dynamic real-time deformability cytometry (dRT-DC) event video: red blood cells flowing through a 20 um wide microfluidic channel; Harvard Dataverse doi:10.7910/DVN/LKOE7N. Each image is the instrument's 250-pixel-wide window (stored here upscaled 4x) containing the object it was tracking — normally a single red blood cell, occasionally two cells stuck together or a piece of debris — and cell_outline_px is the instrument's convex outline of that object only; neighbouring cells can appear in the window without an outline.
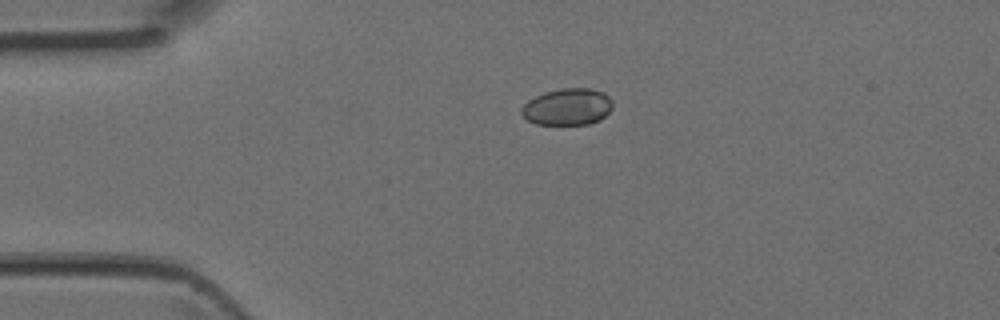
{"species": "Egyptian fruit bat (a non-hibernating species)", "species_latin": "Rousettus aegyptiacus", "temperature_condition": "room temperature", "stored_images_in_passage": 4, "camera_frame_rate_fps": 3000, "um_per_image_px": 0.085, "animal": {"sex": "female"}, "frame": {"image": 1, "passage_image": 3, "time_ms": 0.667, "image_size_px": [1000, 320], "cell_outline_px": [[612, 108], [600, 120], [588, 124], [536, 124], [528, 120], [520, 112], [520, 108], [528, 100], [544, 92], [560, 88], [588, 88], [604, 92], [612, 100]], "centroid_in_image_um": [48.23, 9.07], "position_along_channel_um": 36.8, "area_um2": 19.54}}